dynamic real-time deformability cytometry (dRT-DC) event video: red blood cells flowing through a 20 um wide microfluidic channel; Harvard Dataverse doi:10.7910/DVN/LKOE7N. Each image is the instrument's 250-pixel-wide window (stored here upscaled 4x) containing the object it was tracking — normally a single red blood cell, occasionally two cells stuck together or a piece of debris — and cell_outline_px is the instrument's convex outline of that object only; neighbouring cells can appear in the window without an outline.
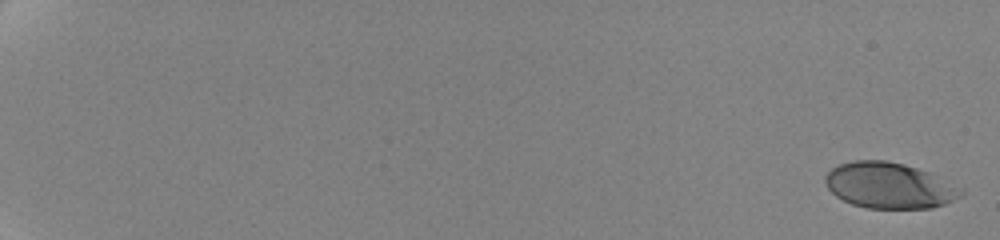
{"species": "human", "species_latin": "Homo sapiens", "temperature_condition": "cold", "stored_images_in_passage": 38, "camera_frame_rate_fps": 3000, "um_per_image_px": 0.085, "donor": {"sex": "female"}, "frame": {"image": 1, "passage_image": 1, "time_ms": 0.0, "image_size_px": [1000, 240], "cell_outline_px": [[964, 192], [960, 196], [944, 204], [932, 208], [868, 208], [852, 204], [836, 196], [828, 188], [824, 180], [824, 176], [832, 168], [840, 164], [852, 160], [884, 160], [904, 164], [932, 172], [964, 188]], "centroid_in_image_um": [75.62, 15.75], "position_along_channel_um": 9.4, "area_um2": 36.53}}
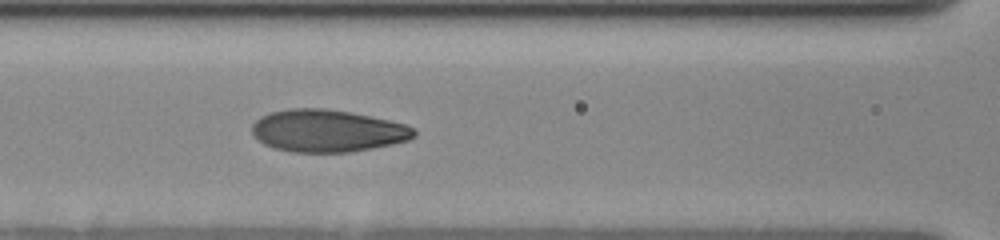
{"frame": {"image": 2, "passage_image": 20, "time_ms": 10.0, "image_size_px": [1000, 240], "cell_outline_px": [[416, 136], [408, 140], [392, 144], [372, 148], [348, 152], [292, 152], [276, 148], [264, 144], [252, 132], [252, 124], [260, 116], [272, 112], [288, 108], [324, 108], [348, 112], [408, 124], [416, 132]], "centroid_in_image_um": [27.83, 11.11], "position_along_channel_um": 138.8, "area_um2": 39.71}}
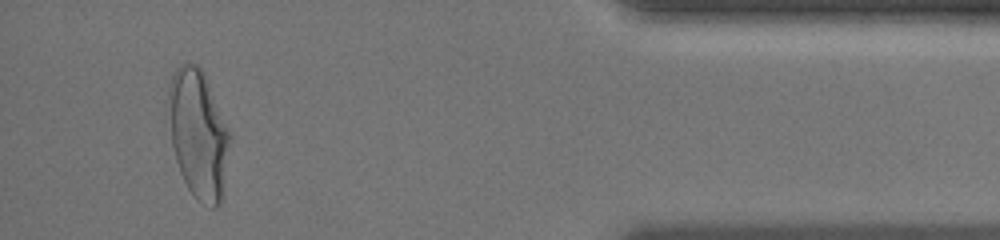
{"frame": {"image": 3, "passage_image": 37, "time_ms": 19.0, "image_size_px": [1000, 240], "cell_outline_px": [[232, 136], [220, 204], [216, 208], [212, 208], [200, 200], [188, 188], [180, 172], [176, 160], [172, 144], [168, 92], [168, 88], [172, 76], [176, 68], [180, 64], [196, 64], [204, 72], [232, 132]], "centroid_in_image_um": [16.9, 11.35], "position_along_channel_um": 418.3, "area_um2": 45.89}, "authors_computed_cell_mechanics": {"area_um2": 38.9861, "velocity_mm_per_s": 3.5481, "shape_relaxation_time_tau1_ms": 4.0066, "shape_relaxation_time_tau2_ms": 0.8425, "deformation_change_tau1": 0.1723, "deformation_change_tau2": 0.0664}}